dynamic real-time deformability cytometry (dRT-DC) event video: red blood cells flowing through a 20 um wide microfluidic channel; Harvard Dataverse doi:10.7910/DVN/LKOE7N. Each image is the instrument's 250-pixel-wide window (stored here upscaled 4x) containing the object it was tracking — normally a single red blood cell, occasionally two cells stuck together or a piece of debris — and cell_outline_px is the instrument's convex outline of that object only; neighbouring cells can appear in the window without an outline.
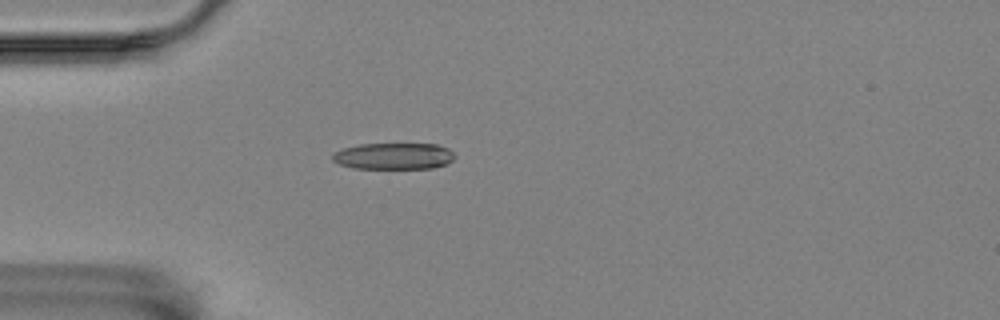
{"species": "Egyptian fruit bat (a non-hibernating species)", "species_latin": "Rousettus aegyptiacus", "temperature_condition": "room temperature", "stored_images_in_passage": 1, "camera_frame_rate_fps": 3000, "um_per_image_px": 0.085, "animal": {"sex": "female"}, "frame": {"image": 1, "passage_image": 1, "time_ms": 0.0, "image_size_px": [1000, 320], "cell_outline_px": [[456, 156], [452, 160], [444, 164], [432, 168], [352, 168], [340, 164], [332, 160], [332, 156], [336, 152], [344, 148], [360, 144], [436, 144], [448, 148]], "centroid_in_image_um": [33.47, 13.26], "position_along_channel_um": 51.5, "area_um2": 18.67}}